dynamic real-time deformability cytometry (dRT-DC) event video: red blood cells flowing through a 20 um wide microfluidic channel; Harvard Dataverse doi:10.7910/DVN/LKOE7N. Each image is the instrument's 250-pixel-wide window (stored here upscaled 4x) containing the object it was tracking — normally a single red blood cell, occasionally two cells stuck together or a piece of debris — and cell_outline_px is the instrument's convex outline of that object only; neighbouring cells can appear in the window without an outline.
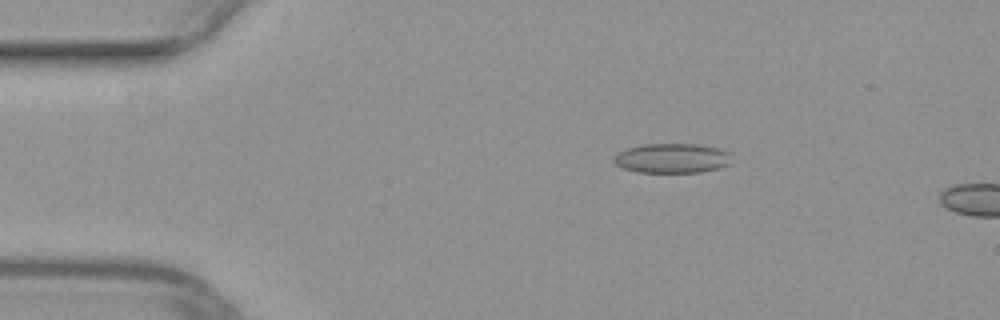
{"species": "common noctule bat (a hibernating species)", "species_latin": "Nyctalus noctula", "temperature_condition": "warm", "stored_images_in_passage": 5, "camera_frame_rate_fps": 3000, "um_per_image_px": 0.085, "animal": {"sex": "female", "body_mass_g": 29.2, "forearm_length_mm": 56.3}, "frame": {"image": 1, "passage_image": 2, "time_ms": 0.333, "image_size_px": [1000, 320], "cell_outline_px": [[732, 164], [700, 172], [636, 172], [624, 168], [616, 164], [612, 160], [612, 156], [616, 152], [624, 148], [644, 144], [696, 144], [716, 148], [728, 152]], "centroid_in_image_um": [57.05, 13.44], "position_along_channel_um": 27.9, "area_um2": 20.4}}